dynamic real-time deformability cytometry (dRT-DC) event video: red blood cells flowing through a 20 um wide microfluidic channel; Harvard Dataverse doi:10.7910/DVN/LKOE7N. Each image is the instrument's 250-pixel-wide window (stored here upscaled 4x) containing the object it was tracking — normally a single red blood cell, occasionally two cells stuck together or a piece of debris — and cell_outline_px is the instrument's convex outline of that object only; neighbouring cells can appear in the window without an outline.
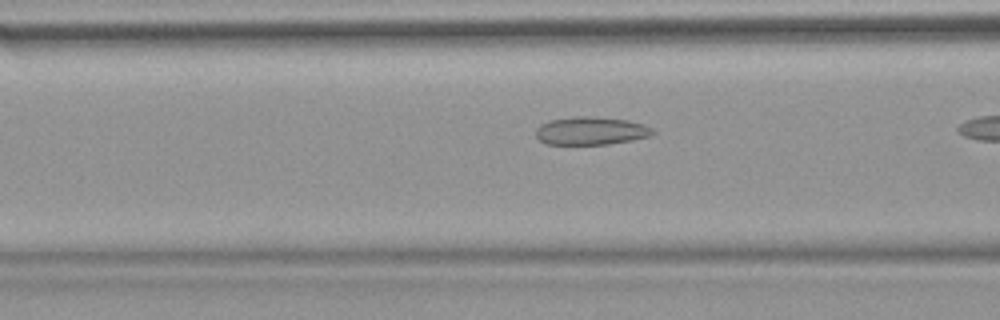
{"species": "common noctule bat (a hibernating species)", "species_latin": "Nyctalus noctula", "temperature_condition": "warm", "stored_images_in_passage": 28, "camera_frame_rate_fps": 3000, "um_per_image_px": 0.085, "animal": {"sex": "female", "body_mass_g": 18.4}, "frame": {"image": 1, "passage_image": 6, "time_ms": 1.667, "image_size_px": [1000, 320], "cell_outline_px": [[656, 132], [648, 136], [632, 140], [608, 144], [548, 144], [540, 140], [536, 136], [536, 128], [540, 124], [548, 120], [576, 116], [588, 116], [628, 120], [644, 124], [652, 128]], "centroid_in_image_um": [50.22, 11.11], "position_along_channel_um": 116.4, "area_um2": 19.07}}
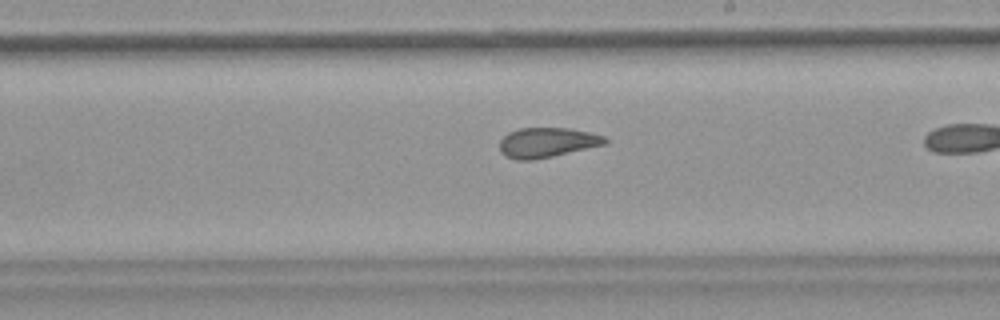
{"frame": {"image": 2, "passage_image": 16, "time_ms": 5.0, "image_size_px": [1000, 320], "cell_outline_px": [[608, 144], [552, 156], [528, 160], [516, 160], [508, 156], [500, 148], [500, 140], [508, 132], [520, 128], [572, 128], [604, 136], [608, 140]], "centroid_in_image_um": [46.54, 12.1], "position_along_channel_um": 242.5, "area_um2": 18.15}}